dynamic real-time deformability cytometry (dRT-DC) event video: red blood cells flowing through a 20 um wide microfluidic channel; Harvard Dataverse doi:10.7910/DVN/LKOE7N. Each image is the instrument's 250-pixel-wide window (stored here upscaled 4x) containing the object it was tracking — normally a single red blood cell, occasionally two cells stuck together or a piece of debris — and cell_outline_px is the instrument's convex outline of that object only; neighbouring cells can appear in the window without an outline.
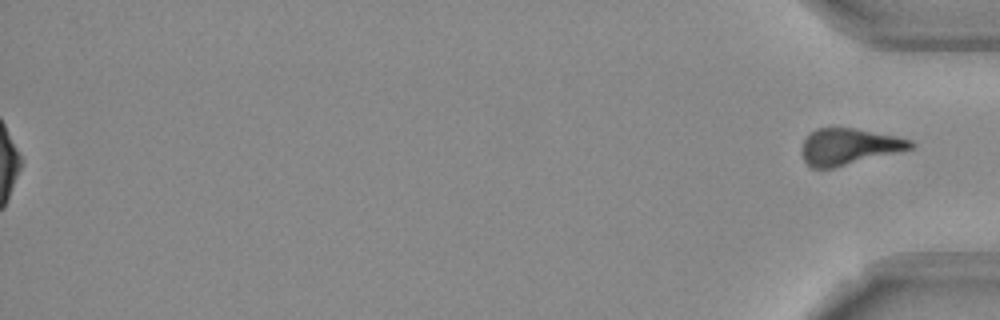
{"species": "Egyptian fruit bat (a non-hibernating species)", "species_latin": "Rousettus aegyptiacus", "temperature_condition": "room temperature", "stored_images_in_passage": 49, "segment_of_instrument_passage": [2, 2], "camera_frame_rate_fps": 3000, "um_per_image_px": 0.085, "frame": {"image": 1, "passage_image": 49, "time_ms": 16.0, "image_size_px": [1000, 320], "cell_outline_px": [[916, 144], [912, 148], [832, 168], [812, 168], [804, 160], [800, 152], [800, 148], [808, 132], [816, 128], [856, 128], [896, 136], [912, 140]], "centroid_in_image_um": [72.1, 12.44], "position_along_channel_um": 363.1, "area_um2": 23.0}}